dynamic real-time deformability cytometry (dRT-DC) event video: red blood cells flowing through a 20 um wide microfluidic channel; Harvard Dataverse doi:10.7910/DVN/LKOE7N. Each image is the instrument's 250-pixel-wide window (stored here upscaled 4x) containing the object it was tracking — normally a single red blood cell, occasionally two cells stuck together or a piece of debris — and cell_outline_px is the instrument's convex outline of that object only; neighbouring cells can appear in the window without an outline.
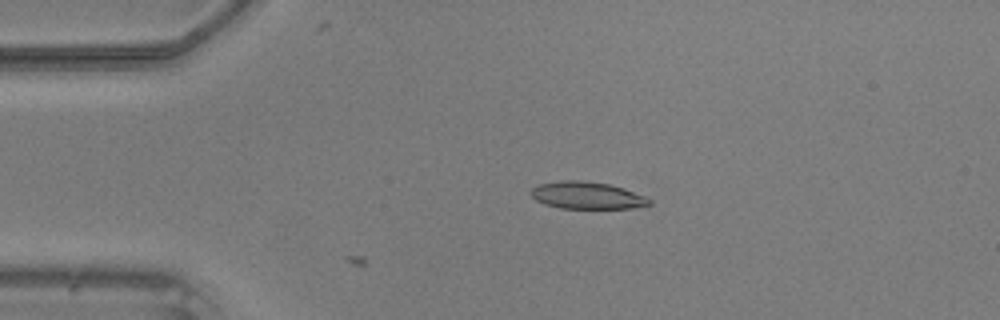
{"species": "common noctule bat (a hibernating species)", "species_latin": "Nyctalus noctula", "temperature_condition": "warm", "stored_images_in_passage": 11, "camera_frame_rate_fps": 3000, "um_per_image_px": 0.085, "animal": {"sex": "male", "body_mass_g": 20.5, "forearm_length_mm": 52.5}, "frame": {"image": 1, "passage_image": 11, "time_ms": 3.333, "image_size_px": [1000, 320], "cell_outline_px": [[652, 204], [632, 208], [560, 208], [544, 204], [536, 200], [528, 192], [536, 184], [560, 180], [580, 180], [608, 184], [624, 188], [644, 196], [652, 200]], "centroid_in_image_um": [49.85, 16.6], "position_along_channel_um": 35.1, "area_um2": 18.84}}